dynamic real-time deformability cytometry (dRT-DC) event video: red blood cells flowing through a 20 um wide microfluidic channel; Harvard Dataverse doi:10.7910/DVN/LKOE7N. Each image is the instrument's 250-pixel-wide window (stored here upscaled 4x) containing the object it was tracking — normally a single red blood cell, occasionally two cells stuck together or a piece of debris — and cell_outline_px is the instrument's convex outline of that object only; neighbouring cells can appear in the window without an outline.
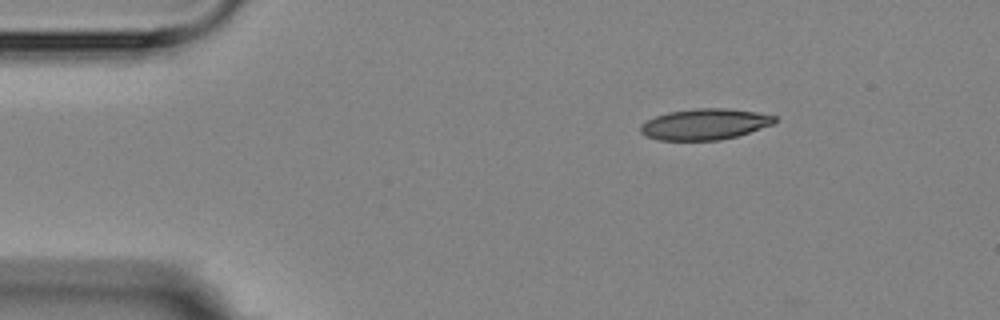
{"species": "Egyptian fruit bat (a non-hibernating species)", "species_latin": "Rousettus aegyptiacus", "temperature_condition": "room temperature", "stored_images_in_passage": 2, "camera_frame_rate_fps": 3000, "um_per_image_px": 0.085, "animal": {"sex": "female"}, "frame": {"image": 1, "passage_image": 1, "time_ms": 0.0, "image_size_px": [1000, 320], "cell_outline_px": [[776, 124], [736, 136], [720, 140], [660, 140], [648, 136], [640, 132], [640, 124], [656, 116], [668, 112], [696, 108], [728, 108], [756, 112], [776, 116]], "centroid_in_image_um": [59.94, 10.55], "position_along_channel_um": 25.1, "area_um2": 24.22}}